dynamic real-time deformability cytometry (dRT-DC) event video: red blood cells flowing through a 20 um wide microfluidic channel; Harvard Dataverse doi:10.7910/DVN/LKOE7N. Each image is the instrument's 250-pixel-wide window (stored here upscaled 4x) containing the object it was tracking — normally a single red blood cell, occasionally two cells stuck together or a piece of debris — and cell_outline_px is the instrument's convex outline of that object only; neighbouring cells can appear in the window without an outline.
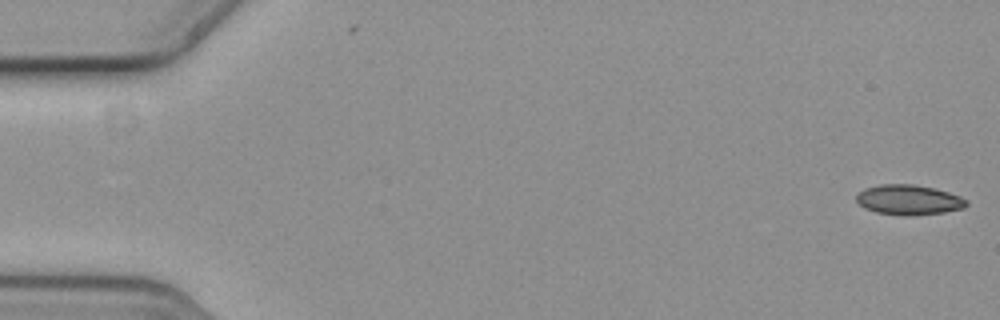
{"species": "common noctule bat (a hibernating species)", "species_latin": "Nyctalus noctula", "temperature_condition": "cold", "stored_images_in_passage": 10, "camera_frame_rate_fps": 3000, "um_per_image_px": 0.085, "animal": {"sex": "female", "body_mass_g": 19.3, "forearm_length_mm": 54.1}, "frame": {"image": 1, "passage_image": 1, "time_ms": 0.0, "image_size_px": [1000, 320], "cell_outline_px": [[968, 204], [964, 208], [944, 212], [912, 216], [908, 216], [876, 212], [864, 208], [856, 200], [856, 196], [864, 188], [880, 184], [912, 184], [932, 188], [948, 192], [960, 196], [968, 200]], "centroid_in_image_um": [77.25, 16.99], "position_along_channel_um": 7.8, "area_um2": 19.25}}